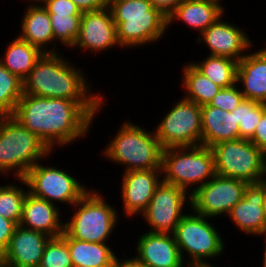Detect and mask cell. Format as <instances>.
<instances>
[{"mask_svg":"<svg viewBox=\"0 0 266 267\" xmlns=\"http://www.w3.org/2000/svg\"><path fill=\"white\" fill-rule=\"evenodd\" d=\"M117 255L113 260L112 267H146L142 262H140L135 256L125 257L120 260ZM127 258V259H126Z\"/></svg>","mask_w":266,"mask_h":267,"instance_id":"obj_40","label":"cell"},{"mask_svg":"<svg viewBox=\"0 0 266 267\" xmlns=\"http://www.w3.org/2000/svg\"><path fill=\"white\" fill-rule=\"evenodd\" d=\"M188 64V65H187ZM185 63L182 73V87L187 100L193 101L199 106L209 104L221 87L213 83L201 73L191 62Z\"/></svg>","mask_w":266,"mask_h":267,"instance_id":"obj_27","label":"cell"},{"mask_svg":"<svg viewBox=\"0 0 266 267\" xmlns=\"http://www.w3.org/2000/svg\"><path fill=\"white\" fill-rule=\"evenodd\" d=\"M190 213L191 211L185 213L176 226L173 232L175 242L187 267L211 264L208 259L212 260L224 253L225 244L222 236L211 223V218L193 210ZM185 256H189V262L187 257L184 259Z\"/></svg>","mask_w":266,"mask_h":267,"instance_id":"obj_8","label":"cell"},{"mask_svg":"<svg viewBox=\"0 0 266 267\" xmlns=\"http://www.w3.org/2000/svg\"><path fill=\"white\" fill-rule=\"evenodd\" d=\"M266 154L264 157V163H263V171H262V177L260 180V183L266 188Z\"/></svg>","mask_w":266,"mask_h":267,"instance_id":"obj_41","label":"cell"},{"mask_svg":"<svg viewBox=\"0 0 266 267\" xmlns=\"http://www.w3.org/2000/svg\"><path fill=\"white\" fill-rule=\"evenodd\" d=\"M81 13L97 11L109 6V0H71Z\"/></svg>","mask_w":266,"mask_h":267,"instance_id":"obj_38","label":"cell"},{"mask_svg":"<svg viewBox=\"0 0 266 267\" xmlns=\"http://www.w3.org/2000/svg\"><path fill=\"white\" fill-rule=\"evenodd\" d=\"M165 17H168L183 0H150Z\"/></svg>","mask_w":266,"mask_h":267,"instance_id":"obj_39","label":"cell"},{"mask_svg":"<svg viewBox=\"0 0 266 267\" xmlns=\"http://www.w3.org/2000/svg\"><path fill=\"white\" fill-rule=\"evenodd\" d=\"M161 169L124 172L121 182L123 211L126 217L140 215L147 208L162 181Z\"/></svg>","mask_w":266,"mask_h":267,"instance_id":"obj_16","label":"cell"},{"mask_svg":"<svg viewBox=\"0 0 266 267\" xmlns=\"http://www.w3.org/2000/svg\"><path fill=\"white\" fill-rule=\"evenodd\" d=\"M0 267H6L5 263L0 259Z\"/></svg>","mask_w":266,"mask_h":267,"instance_id":"obj_45","label":"cell"},{"mask_svg":"<svg viewBox=\"0 0 266 267\" xmlns=\"http://www.w3.org/2000/svg\"><path fill=\"white\" fill-rule=\"evenodd\" d=\"M209 1H213V2H215V3H218L219 5H221L220 2H222L221 0H209Z\"/></svg>","mask_w":266,"mask_h":267,"instance_id":"obj_46","label":"cell"},{"mask_svg":"<svg viewBox=\"0 0 266 267\" xmlns=\"http://www.w3.org/2000/svg\"><path fill=\"white\" fill-rule=\"evenodd\" d=\"M202 136L201 145H213L239 139V124L236 122L235 109L227 112L209 104L201 106Z\"/></svg>","mask_w":266,"mask_h":267,"instance_id":"obj_22","label":"cell"},{"mask_svg":"<svg viewBox=\"0 0 266 267\" xmlns=\"http://www.w3.org/2000/svg\"><path fill=\"white\" fill-rule=\"evenodd\" d=\"M248 183L243 180L215 175L190 194V210L208 218L225 216L244 197Z\"/></svg>","mask_w":266,"mask_h":267,"instance_id":"obj_12","label":"cell"},{"mask_svg":"<svg viewBox=\"0 0 266 267\" xmlns=\"http://www.w3.org/2000/svg\"><path fill=\"white\" fill-rule=\"evenodd\" d=\"M225 15L224 6L209 0H183L167 17V27L174 21H182L199 35Z\"/></svg>","mask_w":266,"mask_h":267,"instance_id":"obj_24","label":"cell"},{"mask_svg":"<svg viewBox=\"0 0 266 267\" xmlns=\"http://www.w3.org/2000/svg\"><path fill=\"white\" fill-rule=\"evenodd\" d=\"M238 61L236 83L245 99L266 104V53L259 49Z\"/></svg>","mask_w":266,"mask_h":267,"instance_id":"obj_21","label":"cell"},{"mask_svg":"<svg viewBox=\"0 0 266 267\" xmlns=\"http://www.w3.org/2000/svg\"><path fill=\"white\" fill-rule=\"evenodd\" d=\"M265 187L260 183H249L244 197L227 215L239 230L252 236H265L266 216L263 210Z\"/></svg>","mask_w":266,"mask_h":267,"instance_id":"obj_18","label":"cell"},{"mask_svg":"<svg viewBox=\"0 0 266 267\" xmlns=\"http://www.w3.org/2000/svg\"><path fill=\"white\" fill-rule=\"evenodd\" d=\"M48 235L18 225L0 256L6 267H39Z\"/></svg>","mask_w":266,"mask_h":267,"instance_id":"obj_17","label":"cell"},{"mask_svg":"<svg viewBox=\"0 0 266 267\" xmlns=\"http://www.w3.org/2000/svg\"><path fill=\"white\" fill-rule=\"evenodd\" d=\"M6 47L4 58H0V63L22 81L44 54L38 47L22 40L19 36Z\"/></svg>","mask_w":266,"mask_h":267,"instance_id":"obj_26","label":"cell"},{"mask_svg":"<svg viewBox=\"0 0 266 267\" xmlns=\"http://www.w3.org/2000/svg\"><path fill=\"white\" fill-rule=\"evenodd\" d=\"M191 63L221 88H228L236 84L238 61L235 59L208 55L202 61Z\"/></svg>","mask_w":266,"mask_h":267,"instance_id":"obj_28","label":"cell"},{"mask_svg":"<svg viewBox=\"0 0 266 267\" xmlns=\"http://www.w3.org/2000/svg\"><path fill=\"white\" fill-rule=\"evenodd\" d=\"M69 172L37 162L25 175L29 193L55 204L73 206L89 189Z\"/></svg>","mask_w":266,"mask_h":267,"instance_id":"obj_11","label":"cell"},{"mask_svg":"<svg viewBox=\"0 0 266 267\" xmlns=\"http://www.w3.org/2000/svg\"><path fill=\"white\" fill-rule=\"evenodd\" d=\"M162 152L155 132L125 120L102 153L109 161L126 166L127 172L161 169Z\"/></svg>","mask_w":266,"mask_h":267,"instance_id":"obj_5","label":"cell"},{"mask_svg":"<svg viewBox=\"0 0 266 267\" xmlns=\"http://www.w3.org/2000/svg\"><path fill=\"white\" fill-rule=\"evenodd\" d=\"M49 16L55 40L51 53H60L57 51V42L63 47L72 48L79 36L82 15L49 14Z\"/></svg>","mask_w":266,"mask_h":267,"instance_id":"obj_31","label":"cell"},{"mask_svg":"<svg viewBox=\"0 0 266 267\" xmlns=\"http://www.w3.org/2000/svg\"><path fill=\"white\" fill-rule=\"evenodd\" d=\"M61 237L67 242L73 266L112 267L115 254L107 243L86 242L70 237L65 231Z\"/></svg>","mask_w":266,"mask_h":267,"instance_id":"obj_25","label":"cell"},{"mask_svg":"<svg viewBox=\"0 0 266 267\" xmlns=\"http://www.w3.org/2000/svg\"><path fill=\"white\" fill-rule=\"evenodd\" d=\"M265 244H266V239H265ZM263 260H262V267H266V245H265V248H264V253H263Z\"/></svg>","mask_w":266,"mask_h":267,"instance_id":"obj_42","label":"cell"},{"mask_svg":"<svg viewBox=\"0 0 266 267\" xmlns=\"http://www.w3.org/2000/svg\"><path fill=\"white\" fill-rule=\"evenodd\" d=\"M161 173L164 182L181 187L191 194L216 175L213 151L204 145L165 148L162 152Z\"/></svg>","mask_w":266,"mask_h":267,"instance_id":"obj_6","label":"cell"},{"mask_svg":"<svg viewBox=\"0 0 266 267\" xmlns=\"http://www.w3.org/2000/svg\"><path fill=\"white\" fill-rule=\"evenodd\" d=\"M52 150L35 133L23 127L12 116H0V176L14 172L15 180L42 159L50 157Z\"/></svg>","mask_w":266,"mask_h":267,"instance_id":"obj_4","label":"cell"},{"mask_svg":"<svg viewBox=\"0 0 266 267\" xmlns=\"http://www.w3.org/2000/svg\"><path fill=\"white\" fill-rule=\"evenodd\" d=\"M264 154H266V104L265 112L255 128L254 135L250 139Z\"/></svg>","mask_w":266,"mask_h":267,"instance_id":"obj_37","label":"cell"},{"mask_svg":"<svg viewBox=\"0 0 266 267\" xmlns=\"http://www.w3.org/2000/svg\"><path fill=\"white\" fill-rule=\"evenodd\" d=\"M115 46L120 47L109 7L82 13L79 36L72 50L80 47L84 51L100 53Z\"/></svg>","mask_w":266,"mask_h":267,"instance_id":"obj_15","label":"cell"},{"mask_svg":"<svg viewBox=\"0 0 266 267\" xmlns=\"http://www.w3.org/2000/svg\"><path fill=\"white\" fill-rule=\"evenodd\" d=\"M60 207L44 199L27 193L22 210L20 226L48 235L59 237L64 232V222L60 215ZM62 221V222H61Z\"/></svg>","mask_w":266,"mask_h":267,"instance_id":"obj_20","label":"cell"},{"mask_svg":"<svg viewBox=\"0 0 266 267\" xmlns=\"http://www.w3.org/2000/svg\"><path fill=\"white\" fill-rule=\"evenodd\" d=\"M196 267H217V266H214L212 264H208V265H199V266H196Z\"/></svg>","mask_w":266,"mask_h":267,"instance_id":"obj_44","label":"cell"},{"mask_svg":"<svg viewBox=\"0 0 266 267\" xmlns=\"http://www.w3.org/2000/svg\"><path fill=\"white\" fill-rule=\"evenodd\" d=\"M222 19V16L219 17L205 29L200 34L201 36L197 37V44L204 41L203 43L208 46L207 49L210 51L209 55L228 57L239 61L246 55L245 51H250L253 42L241 27Z\"/></svg>","mask_w":266,"mask_h":267,"instance_id":"obj_14","label":"cell"},{"mask_svg":"<svg viewBox=\"0 0 266 267\" xmlns=\"http://www.w3.org/2000/svg\"><path fill=\"white\" fill-rule=\"evenodd\" d=\"M108 7L122 48L158 42L167 32V17L150 0H109Z\"/></svg>","mask_w":266,"mask_h":267,"instance_id":"obj_3","label":"cell"},{"mask_svg":"<svg viewBox=\"0 0 266 267\" xmlns=\"http://www.w3.org/2000/svg\"><path fill=\"white\" fill-rule=\"evenodd\" d=\"M17 181L27 187V191L24 187H17L15 183L11 185L10 183H8V185H0V215L19 225L22 218L24 199L29 189L24 178L18 179Z\"/></svg>","mask_w":266,"mask_h":267,"instance_id":"obj_29","label":"cell"},{"mask_svg":"<svg viewBox=\"0 0 266 267\" xmlns=\"http://www.w3.org/2000/svg\"><path fill=\"white\" fill-rule=\"evenodd\" d=\"M68 61L59 53H44L23 79V94L74 102H104L102 94L91 93L85 72Z\"/></svg>","mask_w":266,"mask_h":267,"instance_id":"obj_2","label":"cell"},{"mask_svg":"<svg viewBox=\"0 0 266 267\" xmlns=\"http://www.w3.org/2000/svg\"><path fill=\"white\" fill-rule=\"evenodd\" d=\"M39 267H73L67 242L61 236L47 242Z\"/></svg>","mask_w":266,"mask_h":267,"instance_id":"obj_33","label":"cell"},{"mask_svg":"<svg viewBox=\"0 0 266 267\" xmlns=\"http://www.w3.org/2000/svg\"><path fill=\"white\" fill-rule=\"evenodd\" d=\"M28 3L30 4L25 8L26 11L21 18V32L18 36L38 47L43 53H51L47 45L54 43L55 40L49 13L41 3L35 0H28Z\"/></svg>","mask_w":266,"mask_h":267,"instance_id":"obj_23","label":"cell"},{"mask_svg":"<svg viewBox=\"0 0 266 267\" xmlns=\"http://www.w3.org/2000/svg\"><path fill=\"white\" fill-rule=\"evenodd\" d=\"M215 174L258 183L262 177L265 154L250 140L219 142L211 147Z\"/></svg>","mask_w":266,"mask_h":267,"instance_id":"obj_9","label":"cell"},{"mask_svg":"<svg viewBox=\"0 0 266 267\" xmlns=\"http://www.w3.org/2000/svg\"><path fill=\"white\" fill-rule=\"evenodd\" d=\"M190 202L189 192L162 180L149 205L141 214L148 226L151 227L148 232L173 234L185 215L183 208L186 207V204L190 208Z\"/></svg>","mask_w":266,"mask_h":267,"instance_id":"obj_13","label":"cell"},{"mask_svg":"<svg viewBox=\"0 0 266 267\" xmlns=\"http://www.w3.org/2000/svg\"><path fill=\"white\" fill-rule=\"evenodd\" d=\"M239 87L236 83L231 87L221 88L209 105L232 112L245 99Z\"/></svg>","mask_w":266,"mask_h":267,"instance_id":"obj_34","label":"cell"},{"mask_svg":"<svg viewBox=\"0 0 266 267\" xmlns=\"http://www.w3.org/2000/svg\"><path fill=\"white\" fill-rule=\"evenodd\" d=\"M23 95V81L0 63V116H12Z\"/></svg>","mask_w":266,"mask_h":267,"instance_id":"obj_30","label":"cell"},{"mask_svg":"<svg viewBox=\"0 0 266 267\" xmlns=\"http://www.w3.org/2000/svg\"><path fill=\"white\" fill-rule=\"evenodd\" d=\"M135 257L146 267H185L173 234L146 232L137 239Z\"/></svg>","mask_w":266,"mask_h":267,"instance_id":"obj_19","label":"cell"},{"mask_svg":"<svg viewBox=\"0 0 266 267\" xmlns=\"http://www.w3.org/2000/svg\"><path fill=\"white\" fill-rule=\"evenodd\" d=\"M264 112V103L250 99H244L235 108V118L239 124V138L250 140L253 137L255 128Z\"/></svg>","mask_w":266,"mask_h":267,"instance_id":"obj_32","label":"cell"},{"mask_svg":"<svg viewBox=\"0 0 266 267\" xmlns=\"http://www.w3.org/2000/svg\"><path fill=\"white\" fill-rule=\"evenodd\" d=\"M103 105V102H74L23 94L12 117L54 151L56 146H69L87 136Z\"/></svg>","mask_w":266,"mask_h":267,"instance_id":"obj_1","label":"cell"},{"mask_svg":"<svg viewBox=\"0 0 266 267\" xmlns=\"http://www.w3.org/2000/svg\"><path fill=\"white\" fill-rule=\"evenodd\" d=\"M39 3L43 5L49 14L82 15L71 0H41Z\"/></svg>","mask_w":266,"mask_h":267,"instance_id":"obj_35","label":"cell"},{"mask_svg":"<svg viewBox=\"0 0 266 267\" xmlns=\"http://www.w3.org/2000/svg\"><path fill=\"white\" fill-rule=\"evenodd\" d=\"M97 190H89L73 206L71 215L64 223V231L72 238L94 243H107L119 222V213L105 201ZM118 219V220H117Z\"/></svg>","mask_w":266,"mask_h":267,"instance_id":"obj_7","label":"cell"},{"mask_svg":"<svg viewBox=\"0 0 266 267\" xmlns=\"http://www.w3.org/2000/svg\"><path fill=\"white\" fill-rule=\"evenodd\" d=\"M155 127L163 149L201 145V106L181 97Z\"/></svg>","mask_w":266,"mask_h":267,"instance_id":"obj_10","label":"cell"},{"mask_svg":"<svg viewBox=\"0 0 266 267\" xmlns=\"http://www.w3.org/2000/svg\"><path fill=\"white\" fill-rule=\"evenodd\" d=\"M18 224L0 215V256L9 245L10 239Z\"/></svg>","mask_w":266,"mask_h":267,"instance_id":"obj_36","label":"cell"},{"mask_svg":"<svg viewBox=\"0 0 266 267\" xmlns=\"http://www.w3.org/2000/svg\"><path fill=\"white\" fill-rule=\"evenodd\" d=\"M263 210H264L265 216H266V188H265V196H264V200H263Z\"/></svg>","mask_w":266,"mask_h":267,"instance_id":"obj_43","label":"cell"}]
</instances>
